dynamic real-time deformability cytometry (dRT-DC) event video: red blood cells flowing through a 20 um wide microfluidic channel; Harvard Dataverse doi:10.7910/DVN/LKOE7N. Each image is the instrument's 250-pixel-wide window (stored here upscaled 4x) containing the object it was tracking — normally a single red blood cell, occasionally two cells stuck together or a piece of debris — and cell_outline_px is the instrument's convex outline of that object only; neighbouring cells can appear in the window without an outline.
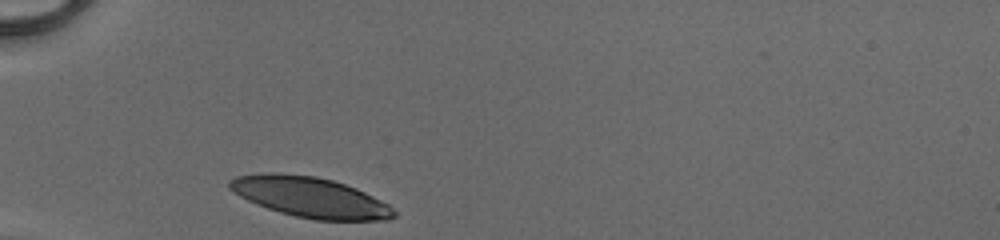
{"species": "human", "species_latin": "Homo sapiens", "temperature_condition": "cold", "stored_images_in_passage": 27, "camera_frame_rate_fps": 3000, "um_per_image_px": 0.085, "donor": {"sex": "male"}, "frame": {"image": 1, "passage_image": 1, "time_ms": 0.0, "image_size_px": [1000, 240], "cell_outline_px": [[396, 216], [388, 220], [316, 220], [296, 216], [280, 212], [256, 204], [240, 196], [228, 188], [228, 180], [236, 176], [268, 172], [272, 172], [316, 176], [332, 180], [356, 188], [388, 204], [396, 212]], "centroid_in_image_um": [26.35, 16.76], "position_along_channel_um": 58.7, "area_um2": 38.49}}
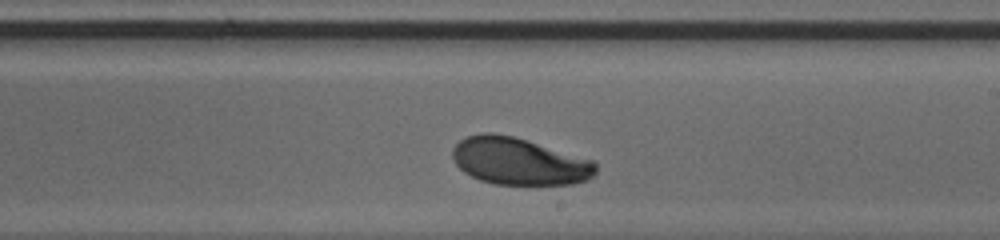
{"frame": {"image": 2, "passage_image": 16, "time_ms": 5.0, "image_size_px": [1000, 240], "cell_outline_px": [[596, 172], [588, 180], [572, 184], [492, 184], [480, 180], [464, 172], [456, 164], [452, 156], [452, 148], [460, 140], [468, 136], [480, 132], [492, 132], [512, 136], [596, 160]], "centroid_in_image_um": [44.13, 13.7], "position_along_channel_um": 244.9, "area_um2": 39.48}}
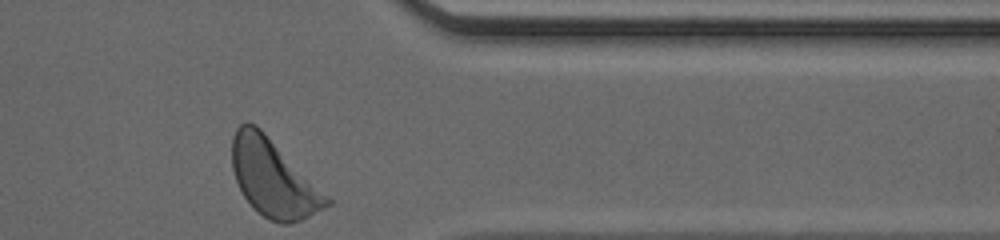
{"frame": {"image": 3, "passage_image": 27, "time_ms": 8.667, "image_size_px": [1000, 240], "cell_outline_px": [[332, 204], [300, 220], [288, 224], [280, 224], [268, 220], [252, 208], [244, 196], [236, 180], [232, 168], [232, 136], [236, 128], [240, 124], [248, 120], [256, 124], [332, 200]], "centroid_in_image_um": [23.2, 15.15], "position_along_channel_um": 388.2, "area_um2": 42.25}, "authors_computed_cell_mechanics": {"area_um2": 39.8242, "velocity_mm_per_s": 4.072, "shape_relaxation_time_tau1_ms": 3.3081, "shape_relaxation_time_tau2_ms": null, "deformation_change_tau1": 0.1723, "deformation_change_tau2": null}}